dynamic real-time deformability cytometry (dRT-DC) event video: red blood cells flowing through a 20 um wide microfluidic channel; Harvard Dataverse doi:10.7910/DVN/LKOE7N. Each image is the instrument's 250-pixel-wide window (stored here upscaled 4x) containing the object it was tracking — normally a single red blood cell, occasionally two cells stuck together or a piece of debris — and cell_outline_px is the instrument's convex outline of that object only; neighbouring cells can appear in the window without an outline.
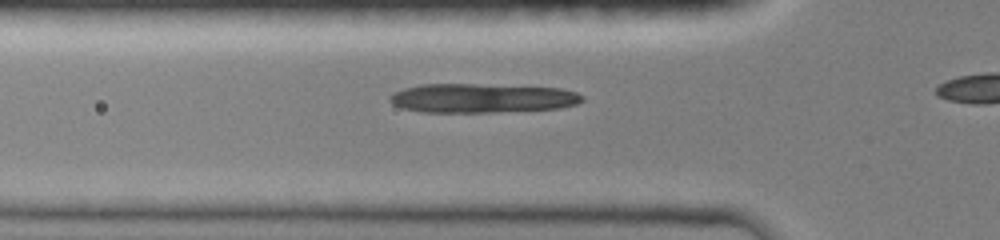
{"species": "common noctule bat (a hibernating species)", "species_latin": "Nyctalus noctula", "temperature_condition": "room temperature", "stored_images_in_passage": 19, "camera_frame_rate_fps": 3000, "um_per_image_px": 0.085, "animal": {"sex": "female", "body_mass_g": 19.0, "forearm_length_mm": 51.5}, "frame": {"image": 1, "passage_image": 16, "time_ms": 3.333, "image_size_px": [1000, 240], "cell_outline_px": [[584, 100], [576, 104], [560, 108], [496, 112], [420, 112], [404, 108], [392, 104], [388, 100], [388, 96], [392, 92], [404, 88], [420, 84], [472, 84], [560, 88], [576, 92], [584, 96]], "centroid_in_image_um": [40.93, 8.34], "position_along_channel_um": 84.9, "area_um2": 32.83}}